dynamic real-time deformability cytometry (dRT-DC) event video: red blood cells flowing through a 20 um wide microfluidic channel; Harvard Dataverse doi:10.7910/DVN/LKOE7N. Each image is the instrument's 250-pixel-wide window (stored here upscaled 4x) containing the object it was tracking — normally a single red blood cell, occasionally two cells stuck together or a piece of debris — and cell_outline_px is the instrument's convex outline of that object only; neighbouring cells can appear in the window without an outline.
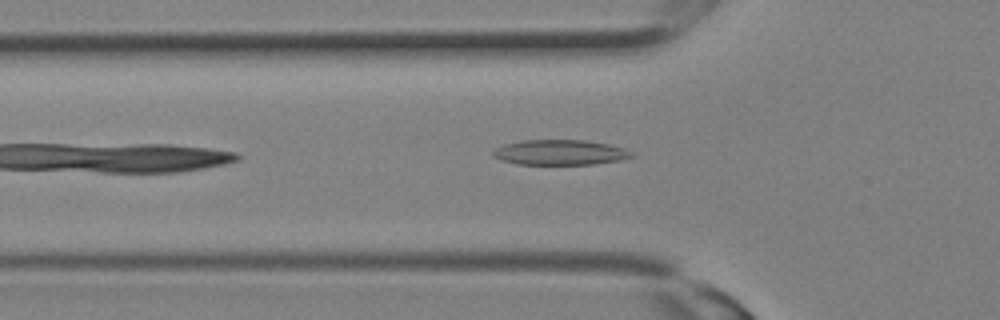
{"species": "Egyptian fruit bat (a non-hibernating species)", "species_latin": "Rousettus aegyptiacus", "temperature_condition": "room temperature", "stored_images_in_passage": 9, "camera_frame_rate_fps": 3000, "um_per_image_px": 0.085, "animal": {"sex": "female"}, "frame": {"image": 1, "passage_image": 9, "time_ms": 2.667, "image_size_px": [1000, 320], "cell_outline_px": [[632, 156], [620, 160], [592, 164], [516, 164], [500, 160], [492, 156], [492, 152], [496, 148], [504, 144], [520, 140], [584, 140], [608, 144], [624, 148], [632, 152]], "centroid_in_image_um": [47.55, 12.95], "position_along_channel_um": 78.3, "area_um2": 20.29}}